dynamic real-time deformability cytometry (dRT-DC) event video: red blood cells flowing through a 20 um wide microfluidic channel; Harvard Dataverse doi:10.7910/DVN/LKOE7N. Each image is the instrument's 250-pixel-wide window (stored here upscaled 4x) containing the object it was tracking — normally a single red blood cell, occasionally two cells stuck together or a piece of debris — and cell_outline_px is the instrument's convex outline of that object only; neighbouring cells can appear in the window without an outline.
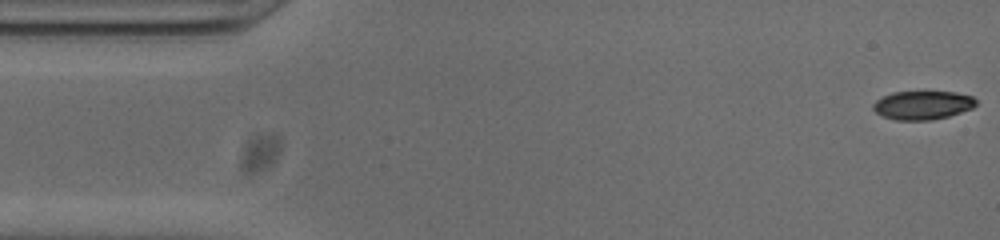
{"species": "common noctule bat (a hibernating species)", "species_latin": "Nyctalus noctula", "temperature_condition": "cold", "stored_images_in_passage": 52, "camera_frame_rate_fps": 3000, "um_per_image_px": 0.085, "animal": {"sex": "male", "body_mass_g": 20.0, "forearm_length_mm": 53.3}, "frame": {"image": 1, "passage_image": 1, "time_ms": 0.0, "image_size_px": [1000, 240], "cell_outline_px": [[976, 104], [972, 108], [948, 116], [932, 120], [896, 120], [884, 116], [876, 112], [872, 108], [872, 104], [876, 100], [892, 92], [956, 92], [972, 96], [976, 100]], "centroid_in_image_um": [78.41, 8.93], "position_along_channel_um": 6.6, "area_um2": 17.05}}
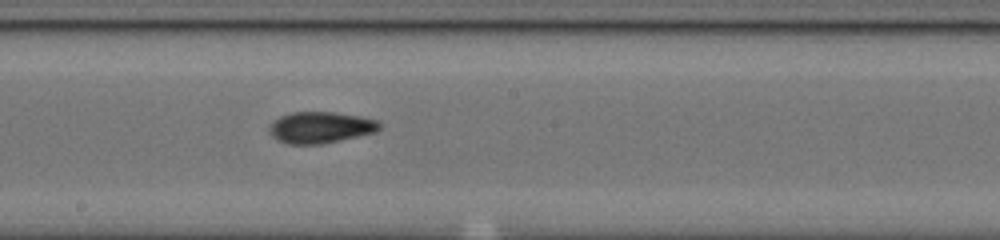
{"frame": {"image": 2, "passage_image": 27, "time_ms": 8.667, "image_size_px": [1000, 240], "cell_outline_px": [[380, 128], [376, 132], [340, 140], [320, 144], [288, 144], [272, 136], [268, 132], [268, 128], [280, 116], [292, 112], [336, 112], [360, 116], [380, 120]], "centroid_in_image_um": [27.27, 10.82], "position_along_channel_um": 220.9, "area_um2": 20.11}}
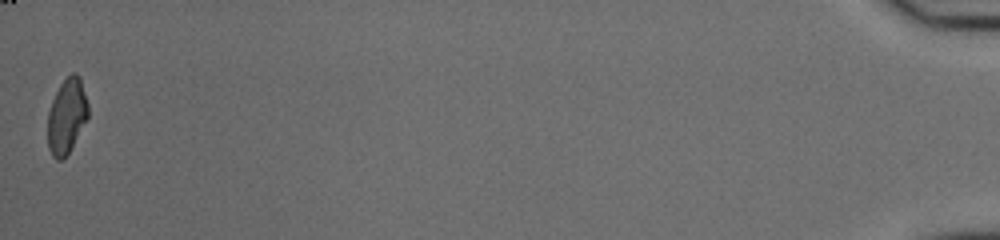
{"frame": {"image": 3, "passage_image": 52, "time_ms": 17.0, "image_size_px": [1000, 240], "cell_outline_px": [[88, 116], [68, 152], [60, 160], [56, 160], [52, 156], [48, 148], [48, 112], [52, 100], [60, 84], [72, 72], [76, 72], [80, 76], [88, 104]], "centroid_in_image_um": [5.66, 9.83], "position_along_channel_um": 429.5, "area_um2": 17.4}, "authors_computed_cell_mechanics": {"area_um2": 18.9584, "velocity_mm_per_s": 3.8303, "shape_relaxation_time_tau1_ms": null, "shape_relaxation_time_tau2_ms": 2.4851, "deformation_change_tau1": null, "deformation_change_tau2": 0.0764}}